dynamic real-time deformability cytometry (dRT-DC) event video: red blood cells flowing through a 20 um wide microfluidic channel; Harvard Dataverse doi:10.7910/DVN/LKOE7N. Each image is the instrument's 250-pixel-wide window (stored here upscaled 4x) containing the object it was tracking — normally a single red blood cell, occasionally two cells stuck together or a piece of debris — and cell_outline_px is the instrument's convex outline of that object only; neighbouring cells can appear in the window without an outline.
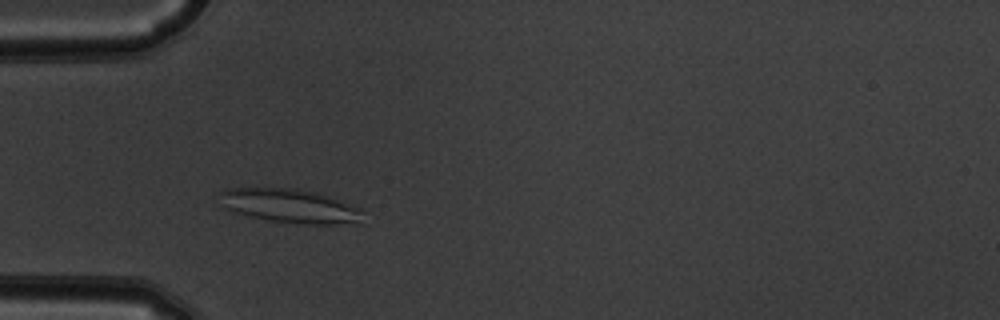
{"species": "common noctule bat (a hibernating species)", "species_latin": "Nyctalus noctula", "temperature_condition": "warm", "stored_images_in_passage": 45, "camera_frame_rate_fps": 3000, "um_per_image_px": 0.085, "animal": {"sex": "male", "body_mass_g": 19.5, "forearm_length_mm": 54.6}, "frame": {"image": 1, "passage_image": 9, "time_ms": 2.667, "image_size_px": [1000, 320], "cell_outline_px": [[364, 224], [304, 224], [272, 220], [248, 216], [232, 212], [228, 208], [220, 192], [228, 188], [296, 188], [316, 192], [364, 208]], "centroid_in_image_um": [24.82, 17.52], "position_along_channel_um": 60.2, "area_um2": 28.44}}
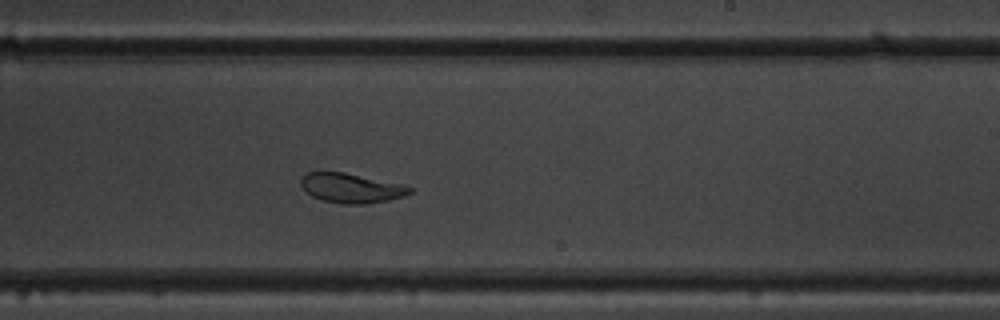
{"frame": {"image": 2, "passage_image": 25, "time_ms": 8.0, "image_size_px": [1000, 320], "cell_outline_px": [[412, 192], [404, 196], [388, 200], [368, 204], [344, 204], [324, 200], [312, 196], [300, 184], [300, 176], [308, 172], [344, 172], [400, 184], [412, 188]], "centroid_in_image_um": [29.83, 15.98], "position_along_channel_um": 259.2, "area_um2": 18.55}}
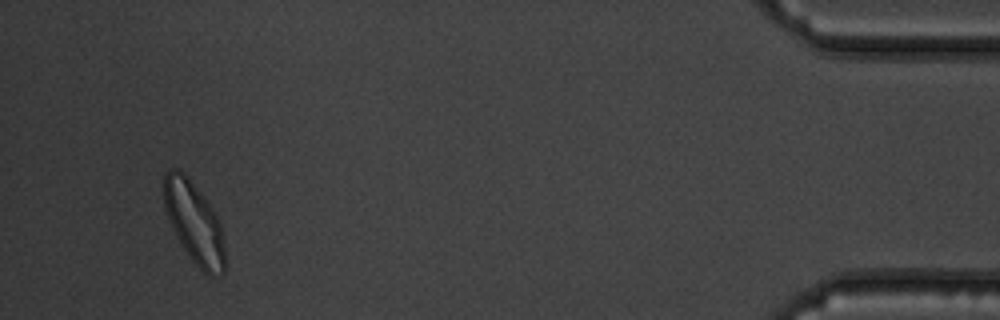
{"frame": {"image": 3, "passage_image": 43, "time_ms": 14.0, "image_size_px": [1000, 320], "cell_outline_px": [[224, 272], [212, 276], [208, 276], [192, 260], [176, 236], [168, 220], [164, 208], [160, 184], [164, 172], [168, 168], [180, 168], [188, 176], [212, 208], [220, 224], [224, 244]], "centroid_in_image_um": [16.42, 18.82], "position_along_channel_um": 418.8, "area_um2": 29.3}, "authors_computed_cell_mechanics": {"area_um2": 22.8888, "velocity_mm_per_s": 3.8098, "shape_relaxation_time_tau1_ms": 7.3573, "shape_relaxation_time_tau2_ms": 2.0215, "deformation_change_tau1": 0.1729, "deformation_change_tau2": 0.0611}}